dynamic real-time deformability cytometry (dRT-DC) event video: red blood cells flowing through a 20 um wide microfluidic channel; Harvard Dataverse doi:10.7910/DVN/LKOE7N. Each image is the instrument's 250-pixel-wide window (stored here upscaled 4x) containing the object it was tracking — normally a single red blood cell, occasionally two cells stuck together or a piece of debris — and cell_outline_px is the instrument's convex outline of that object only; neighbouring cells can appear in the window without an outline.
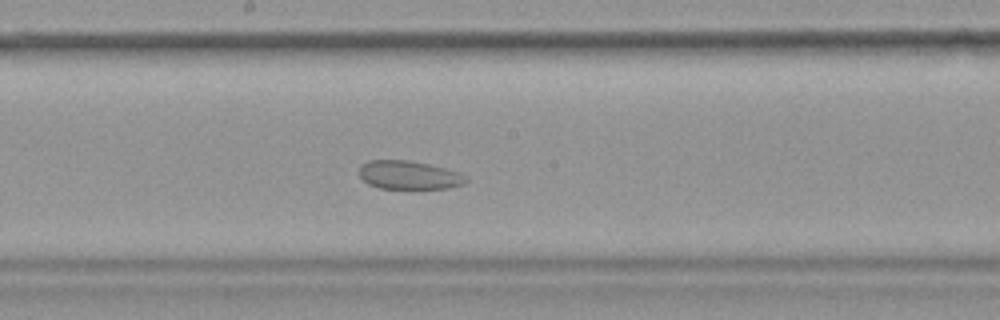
{"species": "common noctule bat (a hibernating species)", "species_latin": "Nyctalus noctula", "temperature_condition": "warm", "stored_images_in_passage": 32, "segment_of_instrument_passage": [1, 2], "camera_frame_rate_fps": 3000, "um_per_image_px": 0.085, "animal": {"sex": "female", "body_mass_g": 19.9}, "frame": {"image": 1, "passage_image": 14, "time_ms": 4.333, "image_size_px": [1000, 320], "cell_outline_px": [[468, 180], [464, 184], [448, 188], [420, 192], [380, 188], [368, 184], [360, 176], [360, 164], [368, 160], [408, 160], [428, 164], [460, 172]], "centroid_in_image_um": [34.78, 14.94], "position_along_channel_um": 213.4, "area_um2": 18.61}}